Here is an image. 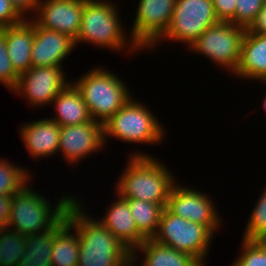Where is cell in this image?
Masks as SVG:
<instances>
[{"mask_svg": "<svg viewBox=\"0 0 266 266\" xmlns=\"http://www.w3.org/2000/svg\"><path fill=\"white\" fill-rule=\"evenodd\" d=\"M135 220L137 230L147 239L152 238L159 226L160 218L167 203H151L125 198Z\"/></svg>", "mask_w": 266, "mask_h": 266, "instance_id": "603a6c76", "label": "cell"}, {"mask_svg": "<svg viewBox=\"0 0 266 266\" xmlns=\"http://www.w3.org/2000/svg\"><path fill=\"white\" fill-rule=\"evenodd\" d=\"M19 76L9 59L5 36L0 32V85L3 84L12 92L18 84Z\"/></svg>", "mask_w": 266, "mask_h": 266, "instance_id": "f1b7e54d", "label": "cell"}, {"mask_svg": "<svg viewBox=\"0 0 266 266\" xmlns=\"http://www.w3.org/2000/svg\"><path fill=\"white\" fill-rule=\"evenodd\" d=\"M12 198L13 195H0V222L4 226L9 219Z\"/></svg>", "mask_w": 266, "mask_h": 266, "instance_id": "e575fe53", "label": "cell"}, {"mask_svg": "<svg viewBox=\"0 0 266 266\" xmlns=\"http://www.w3.org/2000/svg\"><path fill=\"white\" fill-rule=\"evenodd\" d=\"M251 208V214L247 217L242 239L266 240V184Z\"/></svg>", "mask_w": 266, "mask_h": 266, "instance_id": "4316f807", "label": "cell"}, {"mask_svg": "<svg viewBox=\"0 0 266 266\" xmlns=\"http://www.w3.org/2000/svg\"><path fill=\"white\" fill-rule=\"evenodd\" d=\"M64 70L63 66L31 67L19 76L11 93L24 98L25 104L33 109L51 106L54 98L72 81Z\"/></svg>", "mask_w": 266, "mask_h": 266, "instance_id": "8fae6325", "label": "cell"}, {"mask_svg": "<svg viewBox=\"0 0 266 266\" xmlns=\"http://www.w3.org/2000/svg\"><path fill=\"white\" fill-rule=\"evenodd\" d=\"M245 32L244 27L232 22H219L207 28L186 51L198 56L204 55L214 66L227 71L228 76L232 77L240 62Z\"/></svg>", "mask_w": 266, "mask_h": 266, "instance_id": "52a82bcc", "label": "cell"}, {"mask_svg": "<svg viewBox=\"0 0 266 266\" xmlns=\"http://www.w3.org/2000/svg\"><path fill=\"white\" fill-rule=\"evenodd\" d=\"M82 198L79 200L77 196L67 211V224L78 235L77 266H123L131 259V250L101 221L92 217L94 214L87 211Z\"/></svg>", "mask_w": 266, "mask_h": 266, "instance_id": "6da1fadb", "label": "cell"}, {"mask_svg": "<svg viewBox=\"0 0 266 266\" xmlns=\"http://www.w3.org/2000/svg\"><path fill=\"white\" fill-rule=\"evenodd\" d=\"M114 194L115 200L105 208L106 213L98 220L132 251L146 238L137 230L126 199L116 192Z\"/></svg>", "mask_w": 266, "mask_h": 266, "instance_id": "ac0fdd59", "label": "cell"}, {"mask_svg": "<svg viewBox=\"0 0 266 266\" xmlns=\"http://www.w3.org/2000/svg\"><path fill=\"white\" fill-rule=\"evenodd\" d=\"M67 224L66 217L52 230L26 235V243L17 266H52L51 252L55 235Z\"/></svg>", "mask_w": 266, "mask_h": 266, "instance_id": "7402d4cb", "label": "cell"}, {"mask_svg": "<svg viewBox=\"0 0 266 266\" xmlns=\"http://www.w3.org/2000/svg\"><path fill=\"white\" fill-rule=\"evenodd\" d=\"M51 107L54 108L56 114L49 118L60 127L73 126L93 120L80 90L72 81L54 98Z\"/></svg>", "mask_w": 266, "mask_h": 266, "instance_id": "44dd1931", "label": "cell"}, {"mask_svg": "<svg viewBox=\"0 0 266 266\" xmlns=\"http://www.w3.org/2000/svg\"><path fill=\"white\" fill-rule=\"evenodd\" d=\"M261 83H264L263 86L266 85V84H265V83H266V79H265L263 82H261Z\"/></svg>", "mask_w": 266, "mask_h": 266, "instance_id": "ab89813d", "label": "cell"}, {"mask_svg": "<svg viewBox=\"0 0 266 266\" xmlns=\"http://www.w3.org/2000/svg\"><path fill=\"white\" fill-rule=\"evenodd\" d=\"M133 97L103 124L105 147L110 137L135 146L160 145L167 140L168 132L162 121L143 101Z\"/></svg>", "mask_w": 266, "mask_h": 266, "instance_id": "5b68a950", "label": "cell"}, {"mask_svg": "<svg viewBox=\"0 0 266 266\" xmlns=\"http://www.w3.org/2000/svg\"><path fill=\"white\" fill-rule=\"evenodd\" d=\"M24 19L13 8L10 0H0V29L14 26Z\"/></svg>", "mask_w": 266, "mask_h": 266, "instance_id": "4dcf8cb0", "label": "cell"}, {"mask_svg": "<svg viewBox=\"0 0 266 266\" xmlns=\"http://www.w3.org/2000/svg\"><path fill=\"white\" fill-rule=\"evenodd\" d=\"M217 23L212 0H176L169 27L148 51H156L162 41L184 44L188 50L207 28Z\"/></svg>", "mask_w": 266, "mask_h": 266, "instance_id": "ba28073f", "label": "cell"}, {"mask_svg": "<svg viewBox=\"0 0 266 266\" xmlns=\"http://www.w3.org/2000/svg\"><path fill=\"white\" fill-rule=\"evenodd\" d=\"M19 127V136L31 159L39 161L58 155L60 126L56 122L46 117Z\"/></svg>", "mask_w": 266, "mask_h": 266, "instance_id": "2e32d148", "label": "cell"}, {"mask_svg": "<svg viewBox=\"0 0 266 266\" xmlns=\"http://www.w3.org/2000/svg\"><path fill=\"white\" fill-rule=\"evenodd\" d=\"M240 245V255L230 266H266V240L241 239Z\"/></svg>", "mask_w": 266, "mask_h": 266, "instance_id": "83f0119b", "label": "cell"}, {"mask_svg": "<svg viewBox=\"0 0 266 266\" xmlns=\"http://www.w3.org/2000/svg\"><path fill=\"white\" fill-rule=\"evenodd\" d=\"M26 235L9 227L0 232V266H17L24 251Z\"/></svg>", "mask_w": 266, "mask_h": 266, "instance_id": "484cf974", "label": "cell"}, {"mask_svg": "<svg viewBox=\"0 0 266 266\" xmlns=\"http://www.w3.org/2000/svg\"><path fill=\"white\" fill-rule=\"evenodd\" d=\"M103 124L90 121L73 126L60 127L58 154L66 164L78 167L79 161L104 150ZM82 159V160H81ZM78 164V165H77Z\"/></svg>", "mask_w": 266, "mask_h": 266, "instance_id": "4fadbf2b", "label": "cell"}, {"mask_svg": "<svg viewBox=\"0 0 266 266\" xmlns=\"http://www.w3.org/2000/svg\"><path fill=\"white\" fill-rule=\"evenodd\" d=\"M265 2L266 0H236L235 18L231 22L247 29Z\"/></svg>", "mask_w": 266, "mask_h": 266, "instance_id": "f546056e", "label": "cell"}, {"mask_svg": "<svg viewBox=\"0 0 266 266\" xmlns=\"http://www.w3.org/2000/svg\"><path fill=\"white\" fill-rule=\"evenodd\" d=\"M123 266H136V263L130 259L127 263H125Z\"/></svg>", "mask_w": 266, "mask_h": 266, "instance_id": "d590c367", "label": "cell"}, {"mask_svg": "<svg viewBox=\"0 0 266 266\" xmlns=\"http://www.w3.org/2000/svg\"><path fill=\"white\" fill-rule=\"evenodd\" d=\"M124 79L106 66H95L72 80L80 90L93 121L104 124L133 96Z\"/></svg>", "mask_w": 266, "mask_h": 266, "instance_id": "8992f818", "label": "cell"}, {"mask_svg": "<svg viewBox=\"0 0 266 266\" xmlns=\"http://www.w3.org/2000/svg\"><path fill=\"white\" fill-rule=\"evenodd\" d=\"M219 22H231L235 18L236 0H212Z\"/></svg>", "mask_w": 266, "mask_h": 266, "instance_id": "1f68e13d", "label": "cell"}, {"mask_svg": "<svg viewBox=\"0 0 266 266\" xmlns=\"http://www.w3.org/2000/svg\"><path fill=\"white\" fill-rule=\"evenodd\" d=\"M86 0H39L32 20L41 28L65 34L76 41Z\"/></svg>", "mask_w": 266, "mask_h": 266, "instance_id": "5bb4252c", "label": "cell"}, {"mask_svg": "<svg viewBox=\"0 0 266 266\" xmlns=\"http://www.w3.org/2000/svg\"><path fill=\"white\" fill-rule=\"evenodd\" d=\"M261 105L263 107V110H265V112H266V95H265V98H264L263 103Z\"/></svg>", "mask_w": 266, "mask_h": 266, "instance_id": "8d00e7d4", "label": "cell"}, {"mask_svg": "<svg viewBox=\"0 0 266 266\" xmlns=\"http://www.w3.org/2000/svg\"><path fill=\"white\" fill-rule=\"evenodd\" d=\"M16 165L9 159L0 158V195H13L30 180H34L28 168Z\"/></svg>", "mask_w": 266, "mask_h": 266, "instance_id": "d4e9b609", "label": "cell"}, {"mask_svg": "<svg viewBox=\"0 0 266 266\" xmlns=\"http://www.w3.org/2000/svg\"><path fill=\"white\" fill-rule=\"evenodd\" d=\"M148 153L139 148L127 153L128 160L124 165L126 167L120 171L122 173L114 185V190L124 199L167 203L168 196L178 181L177 176L164 161Z\"/></svg>", "mask_w": 266, "mask_h": 266, "instance_id": "7a4b0ae2", "label": "cell"}, {"mask_svg": "<svg viewBox=\"0 0 266 266\" xmlns=\"http://www.w3.org/2000/svg\"><path fill=\"white\" fill-rule=\"evenodd\" d=\"M5 226L0 222V232L2 231V229L4 228Z\"/></svg>", "mask_w": 266, "mask_h": 266, "instance_id": "74e56055", "label": "cell"}, {"mask_svg": "<svg viewBox=\"0 0 266 266\" xmlns=\"http://www.w3.org/2000/svg\"><path fill=\"white\" fill-rule=\"evenodd\" d=\"M214 235L204 226L172 214L166 207L153 240L172 249L192 255L200 263H208Z\"/></svg>", "mask_w": 266, "mask_h": 266, "instance_id": "9c48e42d", "label": "cell"}, {"mask_svg": "<svg viewBox=\"0 0 266 266\" xmlns=\"http://www.w3.org/2000/svg\"><path fill=\"white\" fill-rule=\"evenodd\" d=\"M179 183L173 186L166 208L176 216L204 225L215 235L222 229L220 225H223V221L214 199L208 192Z\"/></svg>", "mask_w": 266, "mask_h": 266, "instance_id": "30bf717a", "label": "cell"}, {"mask_svg": "<svg viewBox=\"0 0 266 266\" xmlns=\"http://www.w3.org/2000/svg\"><path fill=\"white\" fill-rule=\"evenodd\" d=\"M74 232V233H73ZM52 266H77L79 261L78 235L66 224L54 237L51 252Z\"/></svg>", "mask_w": 266, "mask_h": 266, "instance_id": "cb8c5ba5", "label": "cell"}, {"mask_svg": "<svg viewBox=\"0 0 266 266\" xmlns=\"http://www.w3.org/2000/svg\"><path fill=\"white\" fill-rule=\"evenodd\" d=\"M5 36L8 56L14 70L21 75L31 68V50L34 40V21L24 20L20 24L0 29Z\"/></svg>", "mask_w": 266, "mask_h": 266, "instance_id": "d6986e66", "label": "cell"}, {"mask_svg": "<svg viewBox=\"0 0 266 266\" xmlns=\"http://www.w3.org/2000/svg\"><path fill=\"white\" fill-rule=\"evenodd\" d=\"M30 182L13 194L6 224V227L25 235L55 228L66 217L69 207L77 198L76 195L62 192L56 205H52L51 199L48 196L45 198L39 189H33Z\"/></svg>", "mask_w": 266, "mask_h": 266, "instance_id": "277c9868", "label": "cell"}, {"mask_svg": "<svg viewBox=\"0 0 266 266\" xmlns=\"http://www.w3.org/2000/svg\"><path fill=\"white\" fill-rule=\"evenodd\" d=\"M131 259L140 266H199L201 264L192 255L172 249L152 238L145 239L137 248L133 249ZM139 265L136 264V266Z\"/></svg>", "mask_w": 266, "mask_h": 266, "instance_id": "ffe728a7", "label": "cell"}, {"mask_svg": "<svg viewBox=\"0 0 266 266\" xmlns=\"http://www.w3.org/2000/svg\"><path fill=\"white\" fill-rule=\"evenodd\" d=\"M129 34L142 51H148L166 32L176 0H138Z\"/></svg>", "mask_w": 266, "mask_h": 266, "instance_id": "7c38bea8", "label": "cell"}, {"mask_svg": "<svg viewBox=\"0 0 266 266\" xmlns=\"http://www.w3.org/2000/svg\"><path fill=\"white\" fill-rule=\"evenodd\" d=\"M247 30L266 36V2L258 12L252 24L247 28Z\"/></svg>", "mask_w": 266, "mask_h": 266, "instance_id": "836d02e7", "label": "cell"}, {"mask_svg": "<svg viewBox=\"0 0 266 266\" xmlns=\"http://www.w3.org/2000/svg\"><path fill=\"white\" fill-rule=\"evenodd\" d=\"M207 264L206 263H201L199 266H206Z\"/></svg>", "mask_w": 266, "mask_h": 266, "instance_id": "f35d334b", "label": "cell"}, {"mask_svg": "<svg viewBox=\"0 0 266 266\" xmlns=\"http://www.w3.org/2000/svg\"><path fill=\"white\" fill-rule=\"evenodd\" d=\"M75 48V41L69 36L41 28L34 22L31 67L64 66Z\"/></svg>", "mask_w": 266, "mask_h": 266, "instance_id": "9a60e30c", "label": "cell"}, {"mask_svg": "<svg viewBox=\"0 0 266 266\" xmlns=\"http://www.w3.org/2000/svg\"><path fill=\"white\" fill-rule=\"evenodd\" d=\"M231 78L263 82L266 79V36L246 29L238 68Z\"/></svg>", "mask_w": 266, "mask_h": 266, "instance_id": "e0dca14e", "label": "cell"}, {"mask_svg": "<svg viewBox=\"0 0 266 266\" xmlns=\"http://www.w3.org/2000/svg\"><path fill=\"white\" fill-rule=\"evenodd\" d=\"M10 2L24 20H30L36 13L39 0H10Z\"/></svg>", "mask_w": 266, "mask_h": 266, "instance_id": "d6a6232c", "label": "cell"}, {"mask_svg": "<svg viewBox=\"0 0 266 266\" xmlns=\"http://www.w3.org/2000/svg\"><path fill=\"white\" fill-rule=\"evenodd\" d=\"M111 0H86L82 13L81 27L75 46L88 44L113 53L134 56L142 50L132 40L118 12L120 8ZM132 53V54H131Z\"/></svg>", "mask_w": 266, "mask_h": 266, "instance_id": "3957f363", "label": "cell"}]
</instances>
